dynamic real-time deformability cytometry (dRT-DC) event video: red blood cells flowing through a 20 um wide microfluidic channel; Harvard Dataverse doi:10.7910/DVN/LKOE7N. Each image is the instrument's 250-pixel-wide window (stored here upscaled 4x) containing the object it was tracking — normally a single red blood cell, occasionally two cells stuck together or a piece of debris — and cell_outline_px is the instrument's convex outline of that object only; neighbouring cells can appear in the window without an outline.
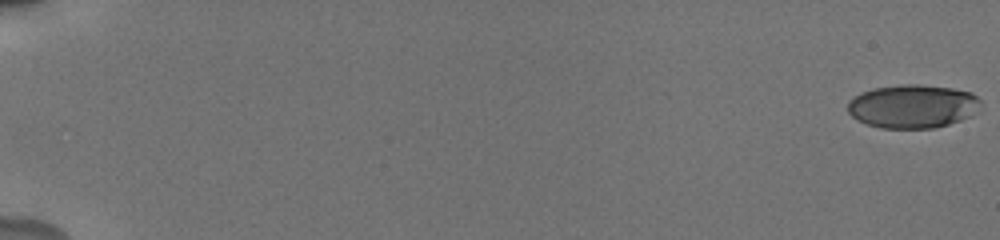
{"species": "human", "species_latin": "Homo sapiens", "temperature_condition": "cold", "stored_images_in_passage": 56, "camera_frame_rate_fps": 3000, "um_per_image_px": 0.085, "donor": {"sex": "male"}, "frame": {"image": 1, "passage_image": 1, "time_ms": 0.0, "image_size_px": [1000, 240], "cell_outline_px": [[980, 100], [968, 116], [960, 120], [948, 124], [932, 128], [880, 128], [868, 124], [852, 116], [848, 112], [848, 100], [860, 92], [872, 88], [900, 84], [920, 84], [952, 88], [972, 92]], "centroid_in_image_um": [77.5, 9.01], "position_along_channel_um": 7.5, "area_um2": 33.41}}
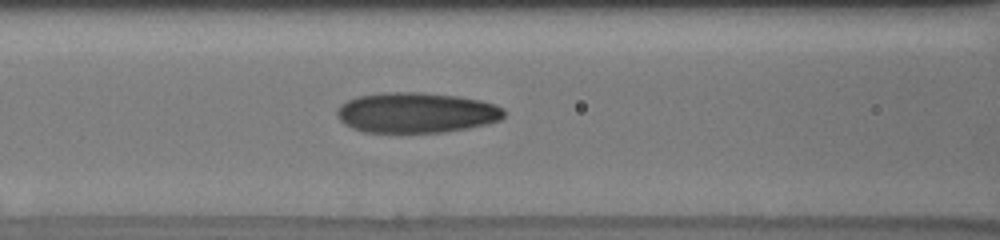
{"frame": {"image": 2, "passage_image": 27, "time_ms": 8.667, "image_size_px": [1000, 240], "cell_outline_px": [[504, 116], [500, 120], [468, 128], [444, 132], [364, 132], [352, 128], [344, 124], [336, 116], [336, 112], [340, 104], [356, 96], [384, 92], [420, 92], [456, 96], [480, 100], [496, 104], [504, 108]], "centroid_in_image_um": [35.36, 9.57], "position_along_channel_um": 131.2, "area_um2": 39.42}}
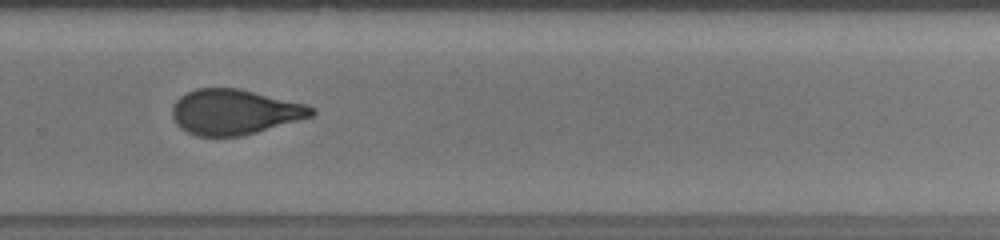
{"frame": {"image": 3, "passage_image": 41, "time_ms": 13.333, "image_size_px": [1000, 240], "cell_outline_px": [[316, 112], [312, 116], [256, 132], [240, 136], [196, 136], [180, 128], [176, 124], [172, 116], [172, 108], [176, 100], [180, 96], [196, 88], [240, 88], [308, 104], [316, 108]], "centroid_in_image_um": [19.94, 9.5], "position_along_channel_um": 309.9, "area_um2": 36.82}, "authors_computed_cell_mechanics": {"area_um2": 36.5296, "velocity_mm_per_s": 3.8397, "shape_relaxation_time_tau1_ms": 4.886, "shape_relaxation_time_tau2_ms": 1.6129, "deformation_change_tau1": 0.1615, "deformation_change_tau2": 0.0848}}